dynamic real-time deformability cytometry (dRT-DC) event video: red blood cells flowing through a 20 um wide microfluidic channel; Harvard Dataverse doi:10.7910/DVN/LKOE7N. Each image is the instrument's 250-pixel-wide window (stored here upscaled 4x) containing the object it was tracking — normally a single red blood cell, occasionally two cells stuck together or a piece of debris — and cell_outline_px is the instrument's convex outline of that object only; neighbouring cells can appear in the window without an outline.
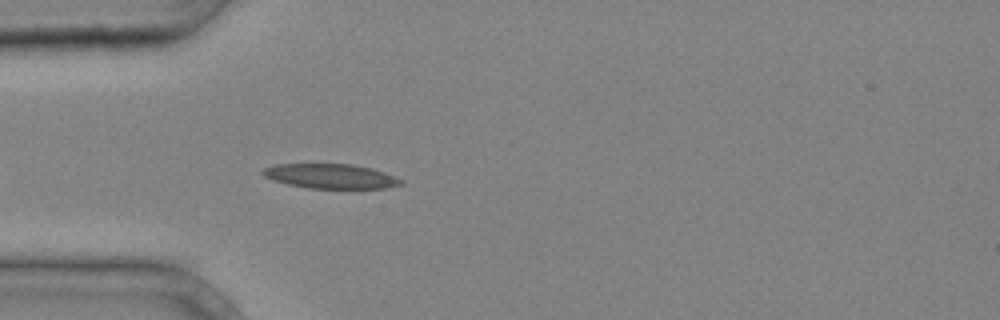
{"species": "common noctule bat (a hibernating species)", "species_latin": "Nyctalus noctula", "temperature_condition": "cold", "stored_images_in_passage": 32, "camera_frame_rate_fps": 3000, "um_per_image_px": 0.085, "animal": {"sex": "male", "body_mass_g": 20.4}, "frame": {"image": 1, "passage_image": 4, "time_ms": 1.0, "image_size_px": [1000, 320], "cell_outline_px": [[404, 184], [388, 188], [308, 188], [288, 184], [272, 180], [264, 176], [260, 172], [264, 168], [276, 164], [352, 164], [372, 168], [384, 172], [404, 180]], "centroid_in_image_um": [28.12, 14.97], "position_along_channel_um": 56.9, "area_um2": 19.88}}
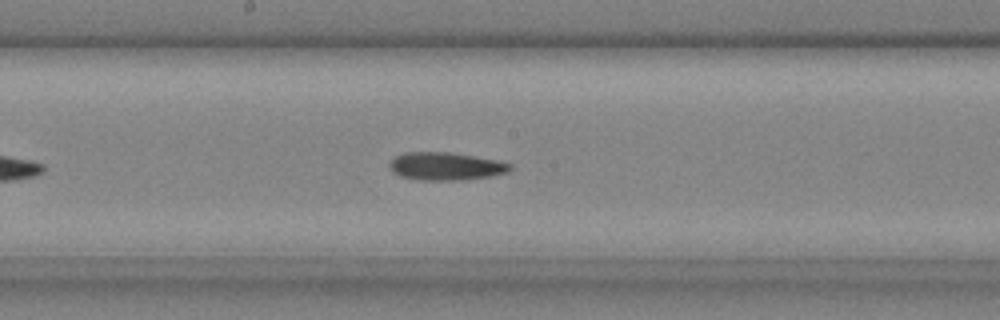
{"frame": {"image": 2, "passage_image": 14, "time_ms": 4.333, "image_size_px": [1000, 320], "cell_outline_px": [[512, 168], [508, 172], [492, 176], [460, 180], [420, 180], [400, 176], [392, 172], [388, 164], [396, 156], [404, 152], [448, 152], [500, 160], [512, 164]], "centroid_in_image_um": [37.91, 14.13], "position_along_channel_um": 210.3, "area_um2": 19.71}}
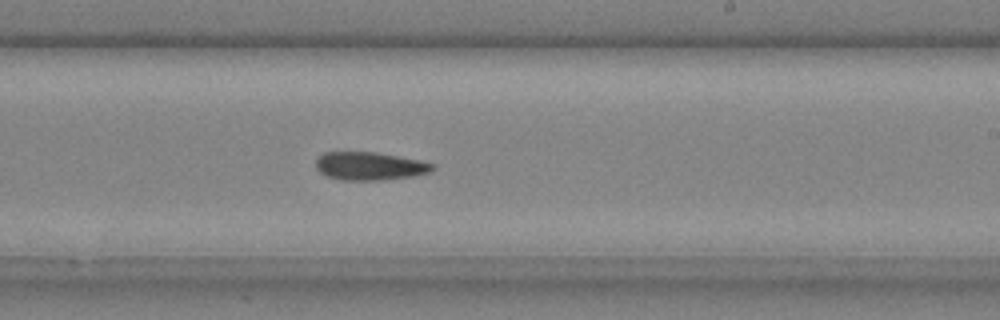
{"frame": {"image": 3, "passage_image": 17, "time_ms": 5.333, "image_size_px": [1000, 320], "cell_outline_px": [[436, 168], [432, 172], [412, 176], [384, 180], [340, 180], [328, 176], [320, 172], [316, 168], [316, 160], [324, 152], [376, 152], [420, 160], [436, 164]], "centroid_in_image_um": [31.47, 14.12], "position_along_channel_um": 257.5, "area_um2": 19.25}}